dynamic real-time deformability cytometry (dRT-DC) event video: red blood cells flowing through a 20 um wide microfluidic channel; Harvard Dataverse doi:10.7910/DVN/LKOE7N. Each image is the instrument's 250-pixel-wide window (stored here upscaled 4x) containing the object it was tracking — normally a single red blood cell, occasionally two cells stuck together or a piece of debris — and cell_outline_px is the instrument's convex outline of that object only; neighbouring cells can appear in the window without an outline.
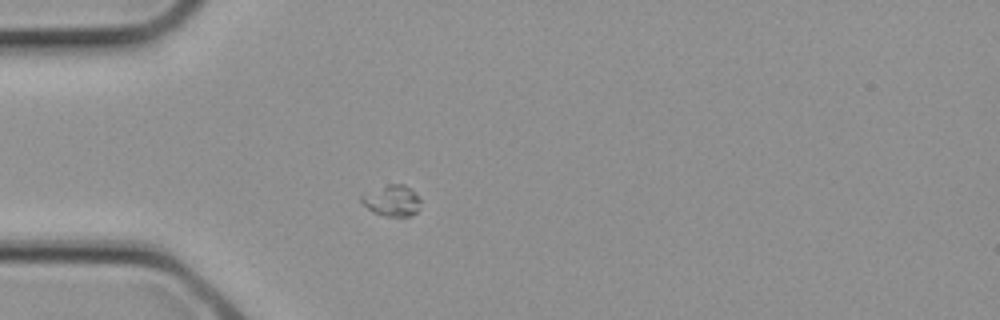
{"species": "common noctule bat (a hibernating species)", "species_latin": "Nyctalus noctula", "temperature_condition": "cold", "stored_images_in_passage": 1, "camera_frame_rate_fps": 3000, "um_per_image_px": 0.085, "animal": {"sex": "female", "body_mass_g": 21.9}, "frame": {"image": 1, "passage_image": 1, "time_ms": 0.0, "image_size_px": [1000, 320], "cell_outline_px": [[420, 208], [412, 216], [388, 216], [372, 212], [360, 200], [360, 196], [388, 184], [404, 184], [420, 200]], "centroid_in_image_um": [33.32, 17.07], "position_along_channel_um": 51.7, "area_um2": 10.4}}